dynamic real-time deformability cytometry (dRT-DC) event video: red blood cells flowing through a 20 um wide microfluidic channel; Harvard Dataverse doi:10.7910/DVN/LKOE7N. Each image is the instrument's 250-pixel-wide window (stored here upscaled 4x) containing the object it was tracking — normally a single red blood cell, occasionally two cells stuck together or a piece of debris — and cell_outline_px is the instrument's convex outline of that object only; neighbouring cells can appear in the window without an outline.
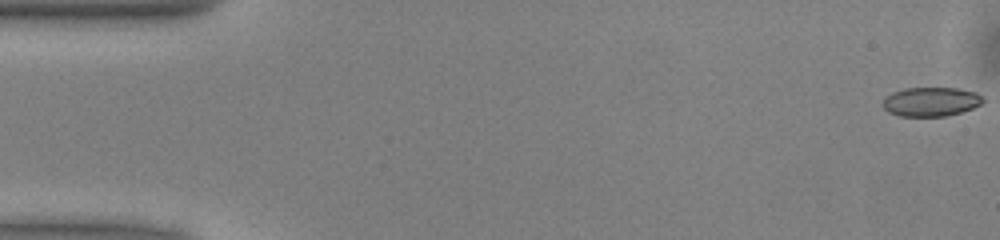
{"species": "common noctule bat (a hibernating species)", "species_latin": "Nyctalus noctula", "temperature_condition": "warm", "stored_images_in_passage": 11, "camera_frame_rate_fps": 3000, "um_per_image_px": 0.085, "animal": {"sex": "male", "body_mass_g": 13.0, "forearm_length_mm": 53.1}, "frame": {"image": 1, "passage_image": 1, "time_ms": 0.0, "image_size_px": [1000, 240], "cell_outline_px": [[984, 100], [980, 104], [972, 108], [960, 112], [944, 116], [900, 116], [888, 112], [880, 104], [884, 96], [892, 92], [904, 88], [956, 88], [976, 92]], "centroid_in_image_um": [79.05, 8.64], "position_along_channel_um": 5.9, "area_um2": 17.05}}